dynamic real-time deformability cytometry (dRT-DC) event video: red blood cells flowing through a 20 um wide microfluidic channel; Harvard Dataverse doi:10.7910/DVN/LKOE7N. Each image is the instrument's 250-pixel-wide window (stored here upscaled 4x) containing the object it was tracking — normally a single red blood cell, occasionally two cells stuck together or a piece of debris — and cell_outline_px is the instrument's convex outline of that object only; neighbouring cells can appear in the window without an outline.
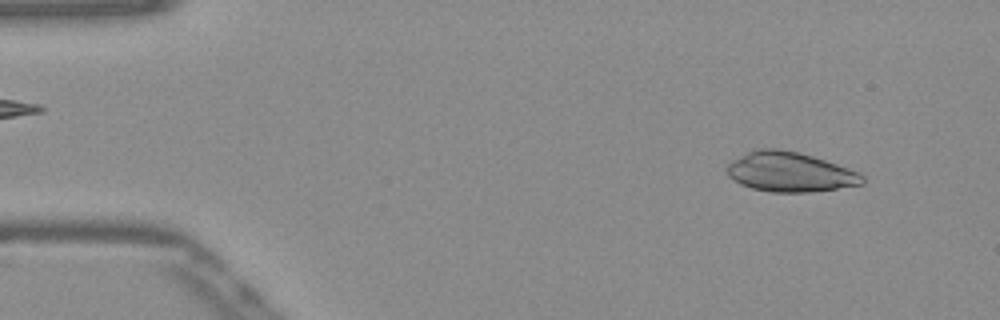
{"species": "Egyptian fruit bat (a non-hibernating species)", "species_latin": "Rousettus aegyptiacus", "temperature_condition": "warm", "stored_images_in_passage": 51, "camera_frame_rate_fps": 3000, "um_per_image_px": 0.085, "frame": {"image": 1, "passage_image": 4, "time_ms": 1.0, "image_size_px": [1000, 320], "cell_outline_px": [[864, 184], [812, 192], [772, 192], [752, 188], [740, 184], [728, 176], [728, 164], [732, 160], [752, 148], [776, 148], [796, 152], [812, 156], [860, 172], [864, 176]], "centroid_in_image_um": [67.13, 14.61], "position_along_channel_um": 17.9, "area_um2": 31.33}}
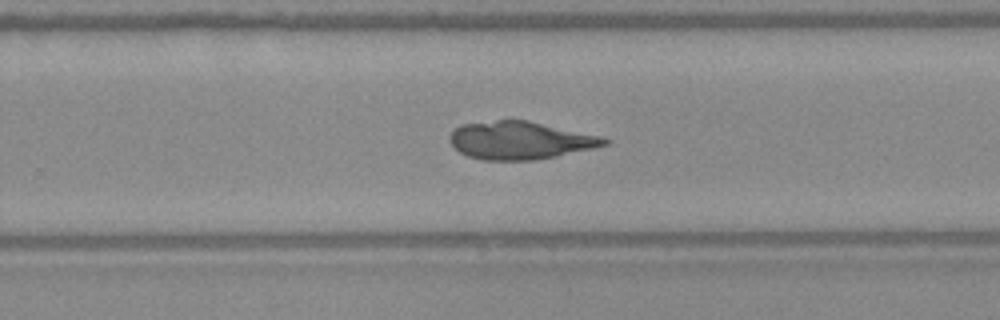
{"frame": {"image": 2, "passage_image": 32, "time_ms": 10.333, "image_size_px": [1000, 320], "cell_outline_px": [[612, 140], [608, 144], [592, 148], [556, 156], [532, 160], [480, 160], [468, 156], [460, 152], [448, 140], [448, 136], [456, 128], [464, 124], [496, 120], [528, 120], [600, 136]], "centroid_in_image_um": [44.2, 11.93], "position_along_channel_um": 285.6, "area_um2": 33.87}}
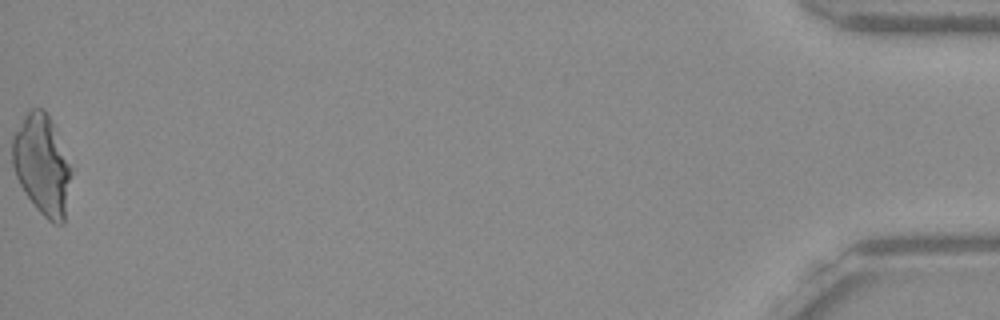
{"frame": {"image": 3, "passage_image": 51, "time_ms": 16.667, "image_size_px": [1000, 320], "cell_outline_px": [[72, 172], [64, 224], [52, 224], [36, 208], [24, 192], [16, 176], [12, 164], [12, 136], [28, 108], [44, 108], [52, 124]], "centroid_in_image_um": [3.55, 14.03], "position_along_channel_um": 431.7, "area_um2": 34.04}}